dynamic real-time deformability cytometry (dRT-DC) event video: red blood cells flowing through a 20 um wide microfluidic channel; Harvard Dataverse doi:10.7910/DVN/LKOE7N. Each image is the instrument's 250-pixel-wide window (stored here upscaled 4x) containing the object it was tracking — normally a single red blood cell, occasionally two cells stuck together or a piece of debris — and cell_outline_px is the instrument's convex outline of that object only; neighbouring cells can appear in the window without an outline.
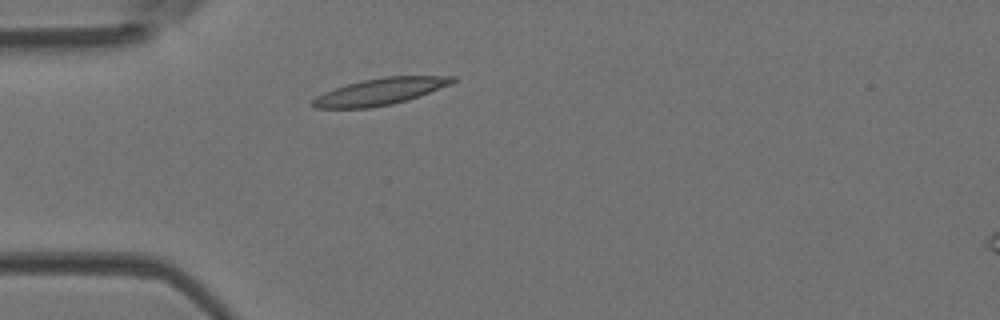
{"species": "Egyptian fruit bat (a non-hibernating species)", "species_latin": "Rousettus aegyptiacus", "temperature_condition": "room temperature", "stored_images_in_passage": 1, "camera_frame_rate_fps": 3000, "um_per_image_px": 0.085, "animal": {"sex": "female"}, "frame": {"image": 1, "passage_image": 1, "time_ms": 0.0, "image_size_px": [1000, 320], "cell_outline_px": [[456, 80], [452, 84], [408, 100], [392, 104], [368, 108], [316, 108], [308, 104], [316, 96], [324, 92], [348, 84], [364, 80], [384, 76], [456, 76]], "centroid_in_image_um": [32.31, 7.78], "position_along_channel_um": 52.7, "area_um2": 21.73}}